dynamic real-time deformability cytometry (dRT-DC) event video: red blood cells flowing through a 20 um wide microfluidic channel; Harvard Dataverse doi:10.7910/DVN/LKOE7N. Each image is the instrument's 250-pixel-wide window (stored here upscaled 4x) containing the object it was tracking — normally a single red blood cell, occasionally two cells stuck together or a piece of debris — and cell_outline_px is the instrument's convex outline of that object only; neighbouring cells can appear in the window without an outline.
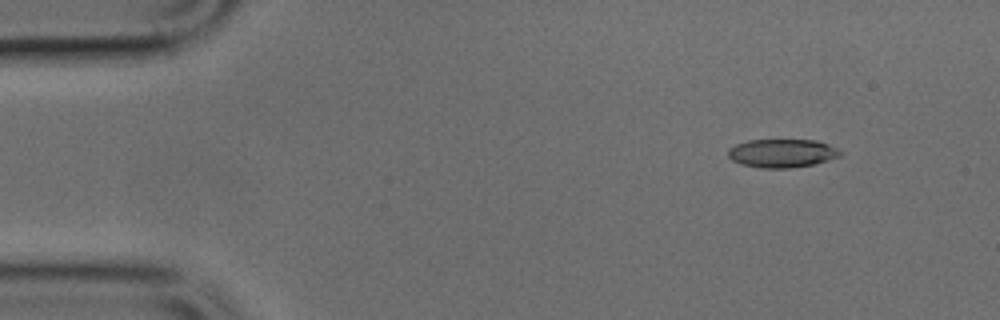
{"species": "common noctule bat (a hibernating species)", "species_latin": "Nyctalus noctula", "temperature_condition": "cold", "stored_images_in_passage": 45, "camera_frame_rate_fps": 3000, "um_per_image_px": 0.085, "animal": {"sex": "male", "body_mass_g": 17.9, "forearm_length_mm": 54.2}, "frame": {"image": 1, "passage_image": 1, "time_ms": 0.0, "image_size_px": [1000, 320], "cell_outline_px": [[844, 152], [840, 156], [828, 160], [812, 164], [792, 168], [760, 168], [740, 164], [732, 160], [728, 156], [728, 148], [736, 144], [748, 140], [816, 140], [828, 144]], "centroid_in_image_um": [66.46, 13.02], "position_along_channel_um": 18.5, "area_um2": 18.67}}
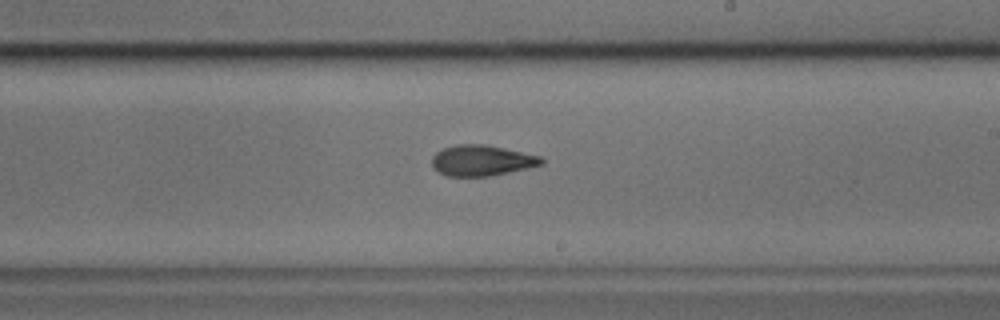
{"frame": {"image": 2, "passage_image": 24, "time_ms": 7.667, "image_size_px": [1000, 320], "cell_outline_px": [[544, 164], [508, 172], [488, 176], [448, 176], [432, 168], [432, 156], [436, 152], [444, 148], [456, 144], [484, 144], [540, 156], [544, 160]], "centroid_in_image_um": [40.91, 13.64], "position_along_channel_um": 248.1, "area_um2": 19.42}}
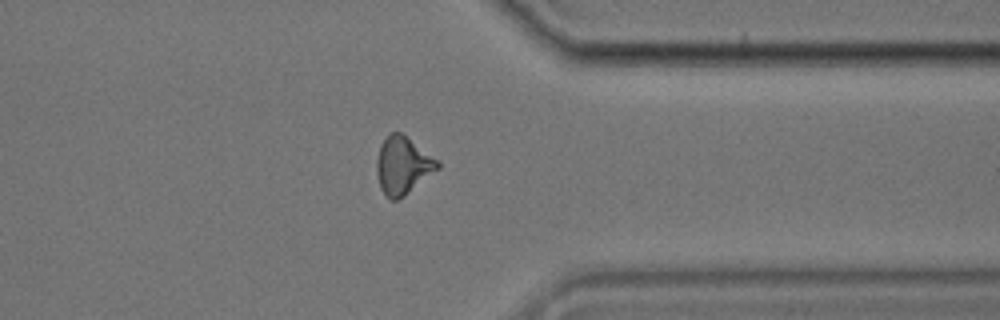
{"frame": {"image": 3, "passage_image": 34, "time_ms": 11.0, "image_size_px": [1000, 320], "cell_outline_px": [[440, 168], [404, 196], [396, 200], [392, 200], [380, 188], [376, 172], [376, 160], [380, 144], [392, 132], [400, 132], [436, 160], [440, 164]], "centroid_in_image_um": [34.21, 14.08], "position_along_channel_um": 377.2, "area_um2": 19.94}}